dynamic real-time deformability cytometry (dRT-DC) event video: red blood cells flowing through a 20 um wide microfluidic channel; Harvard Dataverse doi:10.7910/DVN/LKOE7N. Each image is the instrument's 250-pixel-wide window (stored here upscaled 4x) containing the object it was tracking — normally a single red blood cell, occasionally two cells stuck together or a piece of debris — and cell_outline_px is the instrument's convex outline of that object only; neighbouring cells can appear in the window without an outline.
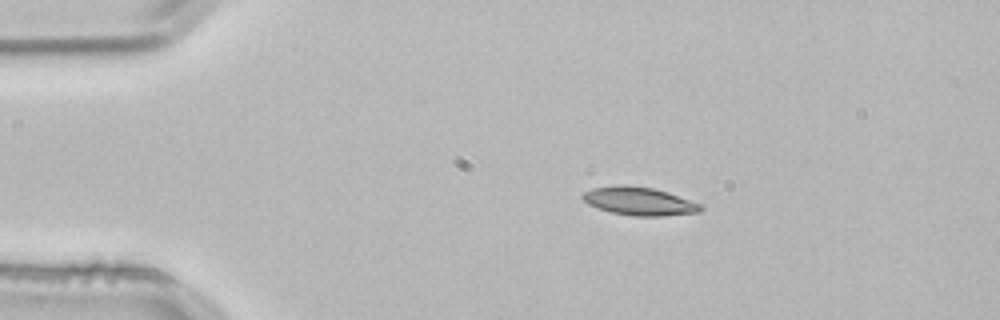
{"species": "common noctule bat (a hibernating species)", "species_latin": "Nyctalus noctula", "temperature_condition": "room temperature", "stored_images_in_passage": 2, "camera_frame_rate_fps": 3000, "um_per_image_px": 0.085, "animal": {"sex": "male", "body_mass_g": 21.5, "forearm_length_mm": 52.0}, "frame": {"image": 1, "passage_image": 1, "time_ms": 0.0, "image_size_px": [1000, 320], "cell_outline_px": [[704, 208], [700, 212], [660, 216], [632, 216], [612, 212], [588, 204], [580, 196], [584, 192], [592, 188], [620, 184], [652, 188], [668, 192], [704, 204]], "centroid_in_image_um": [54.38, 17.1], "position_along_channel_um": 30.6, "area_um2": 19.48}}